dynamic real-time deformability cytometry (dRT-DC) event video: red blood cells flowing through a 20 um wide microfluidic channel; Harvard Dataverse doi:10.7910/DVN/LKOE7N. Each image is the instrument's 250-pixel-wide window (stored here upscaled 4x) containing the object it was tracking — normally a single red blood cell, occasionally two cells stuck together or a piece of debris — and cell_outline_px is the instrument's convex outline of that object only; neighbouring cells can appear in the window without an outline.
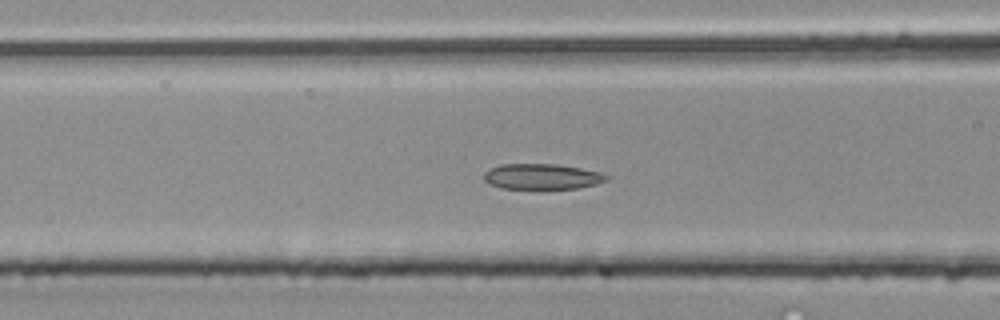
{"species": "common noctule bat (a hibernating species)", "species_latin": "Nyctalus noctula", "temperature_condition": "room temperature", "stored_images_in_passage": 43, "camera_frame_rate_fps": 3000, "um_per_image_px": 0.085, "animal": {"sex": "male", "body_mass_g": 20.4}, "frame": {"image": 1, "passage_image": 12, "time_ms": 3.667, "image_size_px": [1000, 320], "cell_outline_px": [[608, 180], [596, 184], [580, 188], [500, 188], [484, 180], [484, 172], [500, 164], [556, 164], [580, 168], [600, 172], [608, 176]], "centroid_in_image_um": [46.08, 15.0], "position_along_channel_um": 120.5, "area_um2": 18.03}}
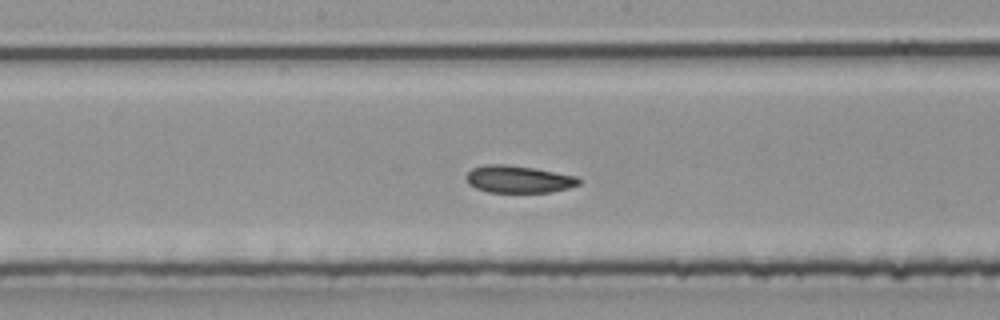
{"frame": {"image": 2, "passage_image": 18, "time_ms": 5.667, "image_size_px": [1000, 320], "cell_outline_px": [[584, 180], [580, 184], [568, 188], [552, 192], [488, 192], [476, 188], [468, 184], [468, 172], [472, 168], [484, 164], [504, 164], [536, 168], [576, 176]], "centroid_in_image_um": [44.12, 15.23], "position_along_channel_um": 204.1, "area_um2": 17.98}}
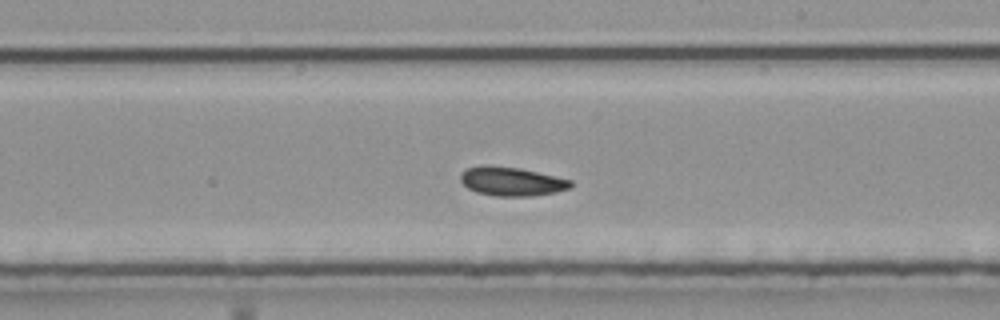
{"frame": {"image": 3, "passage_image": 21, "time_ms": 6.667, "image_size_px": [1000, 320], "cell_outline_px": [[572, 188], [556, 192], [532, 196], [496, 196], [476, 192], [468, 188], [460, 180], [460, 172], [468, 168], [484, 164], [488, 164], [520, 168], [556, 176], [572, 180]], "centroid_in_image_um": [43.49, 15.41], "position_along_channel_um": 245.5, "area_um2": 18.79}}